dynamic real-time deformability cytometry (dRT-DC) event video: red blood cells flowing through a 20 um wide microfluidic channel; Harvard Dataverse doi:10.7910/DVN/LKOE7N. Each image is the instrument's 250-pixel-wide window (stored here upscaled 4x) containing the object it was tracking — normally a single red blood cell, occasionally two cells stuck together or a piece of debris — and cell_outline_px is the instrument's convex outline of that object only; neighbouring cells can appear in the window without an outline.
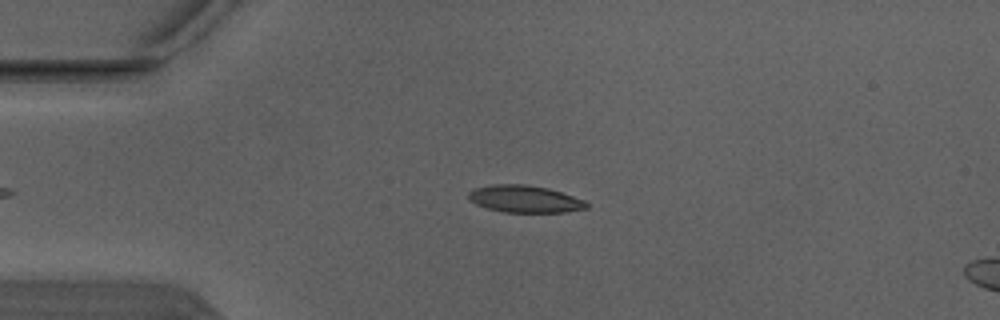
{"species": "Egyptian fruit bat (a non-hibernating species)", "species_latin": "Rousettus aegyptiacus", "temperature_condition": "warm", "stored_images_in_passage": 4, "camera_frame_rate_fps": 3000, "um_per_image_px": 0.085, "animal": {"sex": "male"}, "frame": {"image": 1, "passage_image": 2, "time_ms": 0.333, "image_size_px": [1000, 320], "cell_outline_px": [[588, 208], [564, 212], [504, 212], [488, 208], [476, 204], [468, 196], [468, 192], [476, 188], [492, 184], [528, 184], [548, 188], [584, 200], [588, 204]], "centroid_in_image_um": [44.61, 16.91], "position_along_channel_um": 40.4, "area_um2": 18.5}}